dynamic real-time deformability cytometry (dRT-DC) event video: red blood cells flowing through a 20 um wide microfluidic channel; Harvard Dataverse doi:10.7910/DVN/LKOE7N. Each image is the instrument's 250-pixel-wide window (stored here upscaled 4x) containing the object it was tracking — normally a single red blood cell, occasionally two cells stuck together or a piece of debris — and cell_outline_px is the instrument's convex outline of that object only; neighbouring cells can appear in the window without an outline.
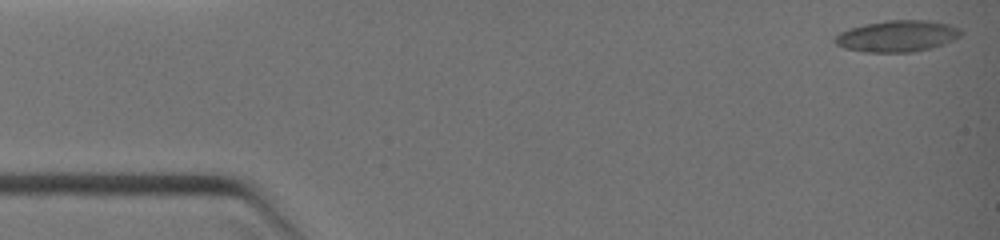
{"species": "common noctule bat (a hibernating species)", "species_latin": "Nyctalus noctula", "temperature_condition": "warm", "stored_images_in_passage": 7, "camera_frame_rate_fps": 3000, "um_per_image_px": 0.085, "animal": {"sex": "female", "body_mass_g": 19.0, "forearm_length_mm": 51.5}, "frame": {"image": 1, "passage_image": 1, "time_ms": 0.0, "image_size_px": [1000, 240], "cell_outline_px": [[964, 32], [960, 36], [940, 44], [928, 48], [912, 52], [864, 52], [844, 48], [836, 44], [836, 36], [840, 32], [848, 28], [864, 24], [888, 20], [928, 20], [948, 24], [960, 28]], "centroid_in_image_um": [76.24, 3.06], "position_along_channel_um": 8.8, "area_um2": 22.83}}
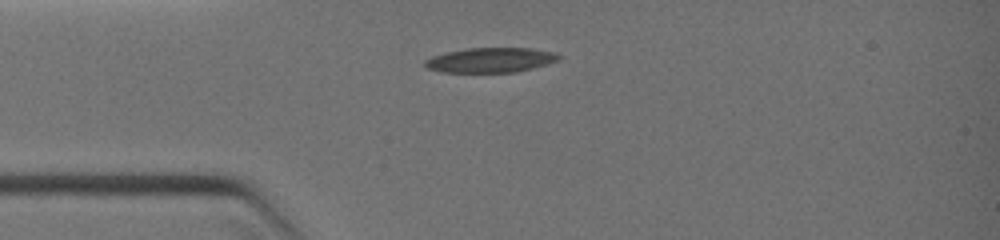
{"frame": {"image": 2, "passage_image": 6, "time_ms": 2.667, "image_size_px": [1000, 240], "cell_outline_px": [[560, 60], [548, 64], [516, 72], [440, 72], [428, 68], [424, 64], [424, 60], [432, 56], [444, 52], [468, 48], [532, 48], [556, 52], [560, 56]], "centroid_in_image_um": [41.71, 5.1], "position_along_channel_um": 43.3, "area_um2": 19.48}}